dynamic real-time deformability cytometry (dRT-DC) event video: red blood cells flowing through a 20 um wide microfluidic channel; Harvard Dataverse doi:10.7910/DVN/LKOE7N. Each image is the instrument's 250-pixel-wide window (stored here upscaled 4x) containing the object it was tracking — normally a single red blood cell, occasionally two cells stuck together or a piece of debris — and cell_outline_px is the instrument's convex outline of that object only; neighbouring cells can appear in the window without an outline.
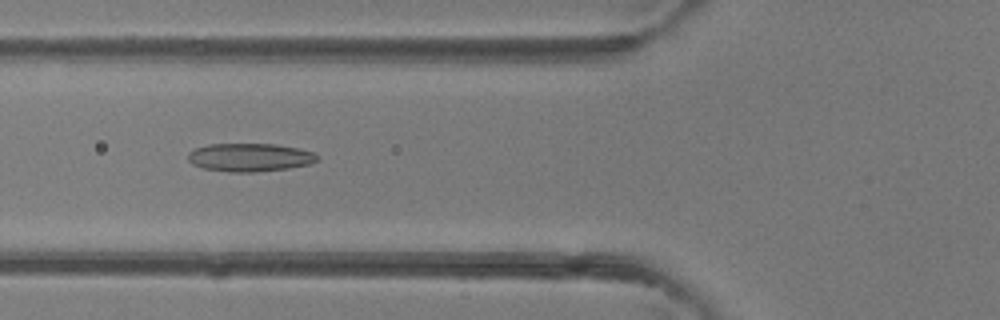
{"species": "common noctule bat (a hibernating species)", "species_latin": "Nyctalus noctula", "temperature_condition": "room temperature", "stored_images_in_passage": 5, "camera_frame_rate_fps": 3000, "um_per_image_px": 0.085, "animal": {"sex": "female"}, "frame": {"image": 1, "passage_image": 5, "time_ms": 4.667, "image_size_px": [1000, 320], "cell_outline_px": [[320, 160], [312, 164], [288, 168], [252, 172], [228, 172], [204, 168], [192, 164], [188, 160], [188, 152], [196, 148], [208, 144], [276, 144], [300, 148], [312, 152], [320, 156]], "centroid_in_image_um": [21.27, 13.37], "position_along_channel_um": 104.5, "area_um2": 21.44}}